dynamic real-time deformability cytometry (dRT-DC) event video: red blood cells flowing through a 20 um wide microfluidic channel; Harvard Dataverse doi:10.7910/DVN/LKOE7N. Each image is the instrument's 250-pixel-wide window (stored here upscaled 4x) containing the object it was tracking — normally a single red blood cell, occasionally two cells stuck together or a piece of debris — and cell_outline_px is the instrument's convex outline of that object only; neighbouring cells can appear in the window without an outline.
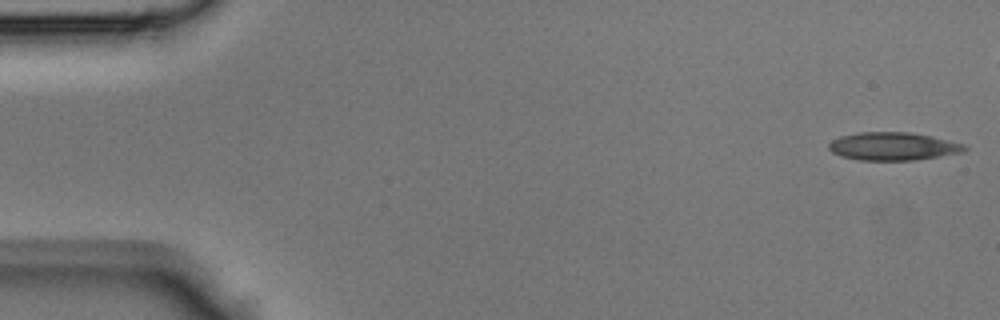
{"species": "Egyptian fruit bat (a non-hibernating species)", "species_latin": "Rousettus aegyptiacus", "temperature_condition": "room temperature", "stored_images_in_passage": 39, "camera_frame_rate_fps": 3000, "um_per_image_px": 0.085, "animal": {"sex": "male"}, "frame": {"image": 1, "passage_image": 1, "time_ms": 0.0, "image_size_px": [1000, 320], "cell_outline_px": [[968, 148], [964, 152], [916, 160], [860, 160], [844, 156], [832, 152], [828, 148], [828, 144], [832, 140], [840, 136], [860, 132], [908, 132], [932, 136], [964, 144]], "centroid_in_image_um": [75.93, 12.43], "position_along_channel_um": 9.1, "area_um2": 22.08}}
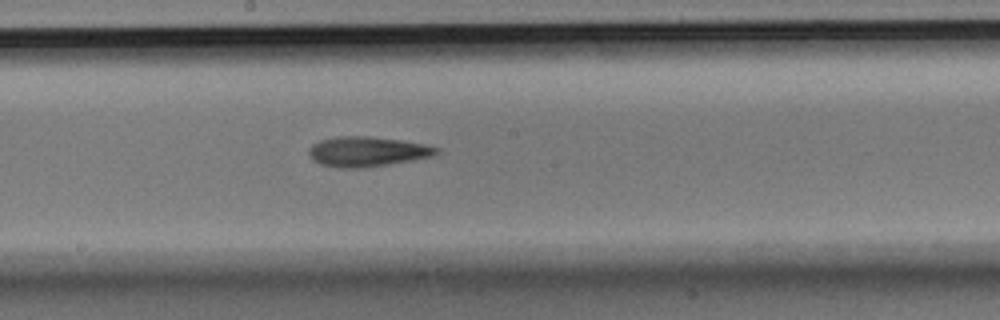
{"frame": {"image": 2, "passage_image": 23, "time_ms": 7.333, "image_size_px": [1000, 320], "cell_outline_px": [[440, 152], [432, 156], [412, 160], [388, 164], [360, 168], [340, 168], [320, 164], [312, 160], [308, 152], [308, 148], [312, 144], [320, 140], [340, 136], [368, 136], [404, 140], [424, 144], [440, 148]], "centroid_in_image_um": [31.2, 12.88], "position_along_channel_um": 217.0, "area_um2": 22.37}}
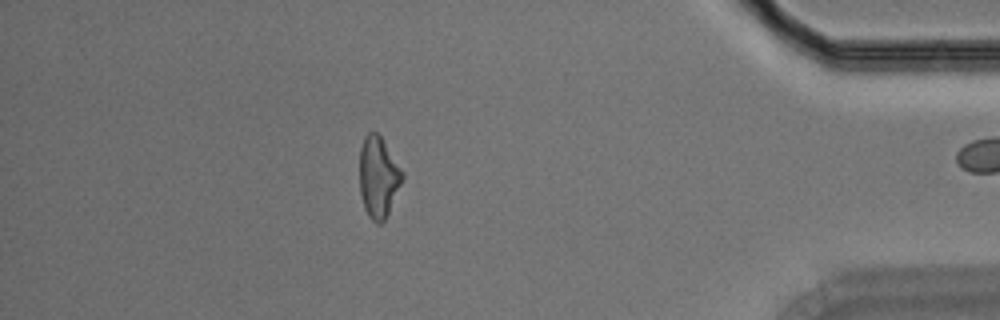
{"frame": {"image": 3, "passage_image": 38, "time_ms": 12.333, "image_size_px": [1000, 320], "cell_outline_px": [[404, 176], [388, 212], [384, 220], [380, 224], [376, 224], [368, 216], [364, 208], [360, 192], [360, 148], [364, 136], [368, 132], [376, 132], [380, 136], [404, 172]], "centroid_in_image_um": [32.15, 15.05], "position_along_channel_um": 403.1, "area_um2": 20.0}}